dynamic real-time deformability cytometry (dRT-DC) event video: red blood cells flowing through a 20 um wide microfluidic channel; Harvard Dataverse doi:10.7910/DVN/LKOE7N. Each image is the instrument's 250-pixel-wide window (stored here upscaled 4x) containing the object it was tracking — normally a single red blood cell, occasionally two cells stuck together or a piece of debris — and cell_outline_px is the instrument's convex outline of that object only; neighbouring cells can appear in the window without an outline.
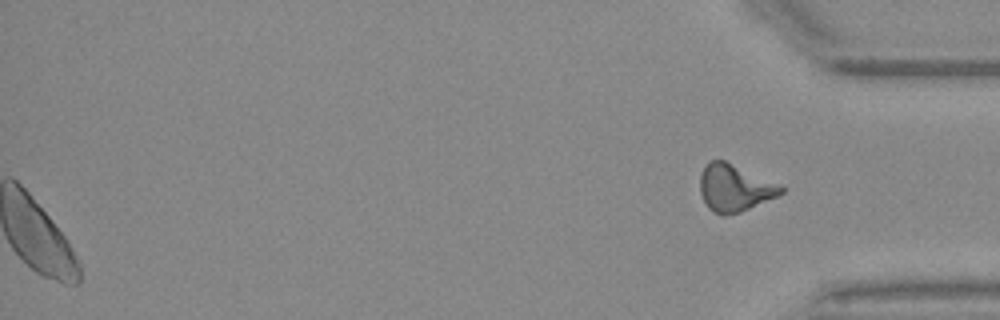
{"species": "Egyptian fruit bat (a non-hibernating species)", "species_latin": "Rousettus aegyptiacus", "temperature_condition": "warm", "stored_images_in_passage": 52, "segment_of_instrument_passage": [2, 2], "camera_frame_rate_fps": 3000, "um_per_image_px": 0.085, "animal": {"sex": "female"}, "frame": {"image": 1, "passage_image": 52, "time_ms": 17.0, "image_size_px": [1000, 320], "cell_outline_px": [[784, 192], [776, 196], [740, 212], [724, 216], [712, 212], [708, 208], [700, 192], [700, 176], [704, 168], [712, 160], [724, 160], [784, 188]], "centroid_in_image_um": [62.38, 16.0], "position_along_channel_um": 372.8, "area_um2": 21.44}}